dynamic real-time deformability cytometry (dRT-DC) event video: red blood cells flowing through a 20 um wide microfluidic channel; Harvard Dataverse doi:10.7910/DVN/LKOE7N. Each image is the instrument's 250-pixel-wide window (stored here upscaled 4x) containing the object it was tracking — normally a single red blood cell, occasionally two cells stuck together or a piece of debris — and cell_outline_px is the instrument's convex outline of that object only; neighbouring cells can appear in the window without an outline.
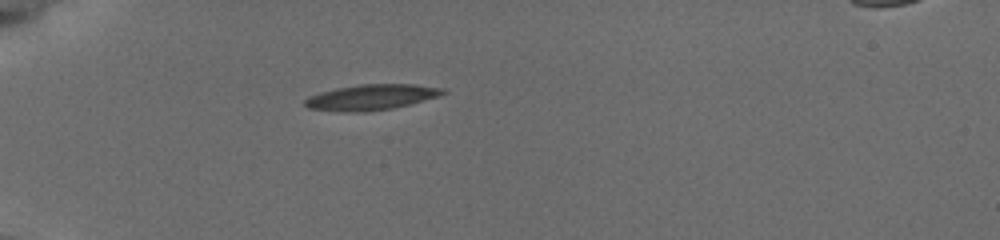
{"species": "common noctule bat (a hibernating species)", "species_latin": "Nyctalus noctula", "temperature_condition": "cold", "stored_images_in_passage": 51, "camera_frame_rate_fps": 3000, "um_per_image_px": 0.085, "animal": {"sex": "female", "body_mass_g": 19.5, "forearm_length_mm": 54.1}, "frame": {"image": 1, "passage_image": 1, "time_ms": 0.0, "image_size_px": [1000, 240], "cell_outline_px": [[444, 92], [436, 96], [408, 104], [392, 108], [364, 112], [356, 112], [312, 108], [304, 104], [304, 100], [312, 96], [324, 92], [340, 88], [364, 84], [412, 84], [440, 88]], "centroid_in_image_um": [31.56, 8.26], "position_along_channel_um": 53.4, "area_um2": 19.48}}
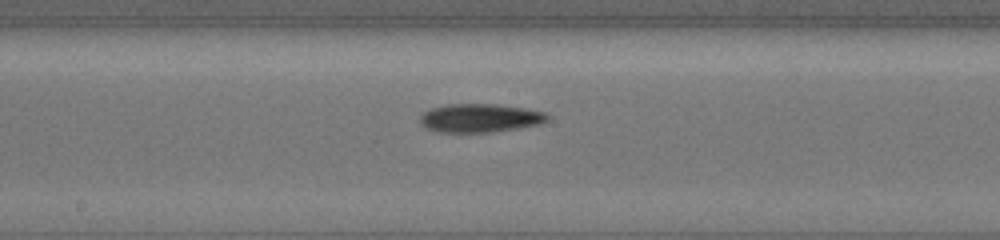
{"frame": {"image": 2, "passage_image": 28, "time_ms": 4.667, "image_size_px": [1000, 240], "cell_outline_px": [[548, 116], [544, 120], [536, 124], [512, 128], [484, 132], [440, 132], [428, 128], [420, 120], [424, 112], [432, 108], [448, 104], [492, 104], [520, 108], [544, 112]], "centroid_in_image_um": [40.72, 10.02], "position_along_channel_um": 207.5, "area_um2": 20.17}}
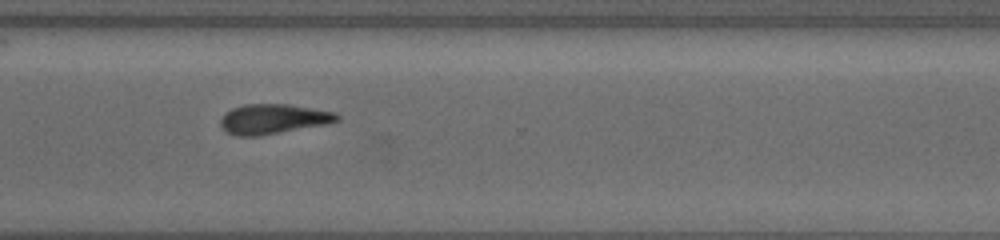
{"frame": {"image": 3, "passage_image": 50, "time_ms": 8.333, "image_size_px": [1000, 240], "cell_outline_px": [[336, 120], [320, 124], [260, 136], [236, 136], [228, 132], [220, 124], [220, 120], [232, 108], [244, 104], [288, 104], [332, 112], [336, 116]], "centroid_in_image_um": [23.1, 10.11], "position_along_channel_um": 347.5, "area_um2": 19.42}}